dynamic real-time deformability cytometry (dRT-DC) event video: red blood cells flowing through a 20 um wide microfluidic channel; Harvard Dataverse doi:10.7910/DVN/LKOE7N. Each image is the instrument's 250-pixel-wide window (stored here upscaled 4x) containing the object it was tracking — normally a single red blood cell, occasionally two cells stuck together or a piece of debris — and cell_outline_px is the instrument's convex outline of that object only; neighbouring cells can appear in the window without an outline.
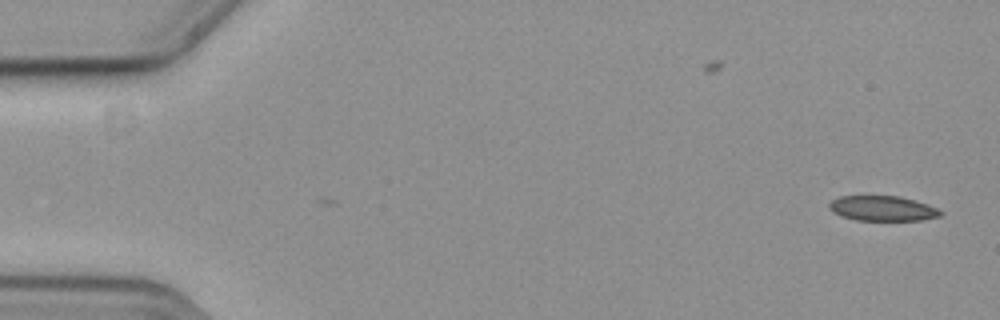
{"species": "common noctule bat (a hibernating species)", "species_latin": "Nyctalus noctula", "temperature_condition": "cold", "stored_images_in_passage": 56, "camera_frame_rate_fps": 3000, "um_per_image_px": 0.085, "animal": {"sex": "female", "body_mass_g": 19.3, "forearm_length_mm": 54.1}, "frame": {"image": 1, "passage_image": 1, "time_ms": 0.0, "image_size_px": [1000, 320], "cell_outline_px": [[944, 212], [940, 216], [920, 220], [856, 220], [840, 216], [832, 212], [828, 208], [828, 204], [832, 200], [840, 196], [900, 196], [916, 200], [928, 204]], "centroid_in_image_um": [75.0, 17.71], "position_along_channel_um": 10.0, "area_um2": 16.36}}
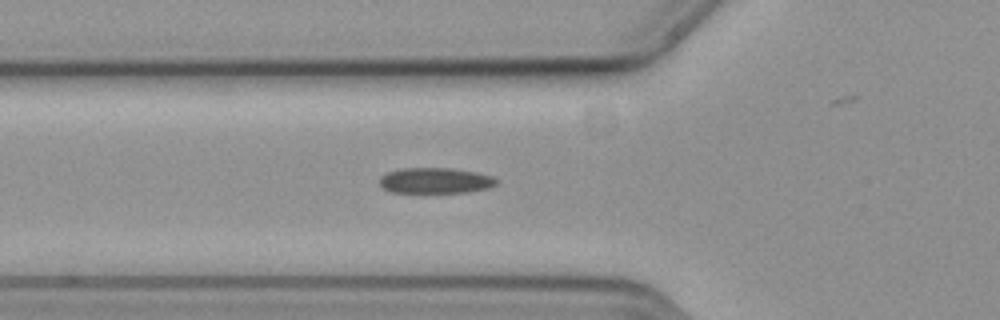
{"frame": {"image": 2, "passage_image": 19, "time_ms": 6.0, "image_size_px": [1000, 320], "cell_outline_px": [[496, 184], [488, 188], [468, 192], [424, 196], [392, 192], [384, 188], [380, 184], [380, 176], [388, 172], [400, 168], [452, 168], [476, 172], [492, 176], [496, 180]], "centroid_in_image_um": [36.96, 15.4], "position_along_channel_um": 88.8, "area_um2": 18.44}}
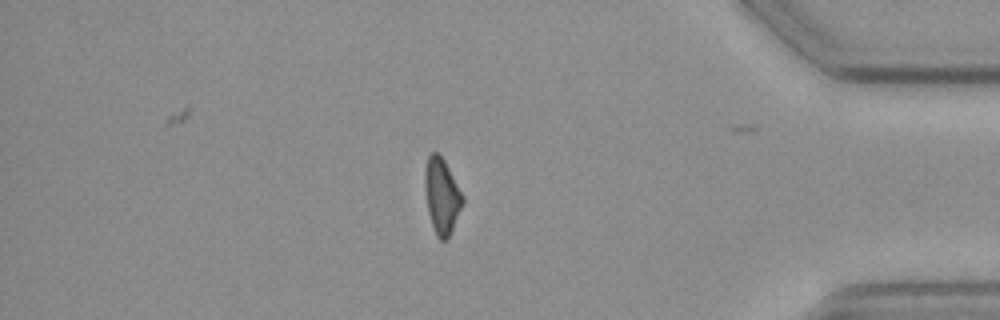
{"frame": {"image": 3, "passage_image": 47, "time_ms": 15.333, "image_size_px": [1000, 320], "cell_outline_px": [[464, 200], [452, 228], [448, 236], [444, 240], [440, 240], [436, 236], [428, 212], [424, 184], [424, 172], [428, 156], [432, 152], [436, 152], [444, 160], [464, 196]], "centroid_in_image_um": [37.53, 16.63], "position_along_channel_um": 397.7, "area_um2": 16.3}}